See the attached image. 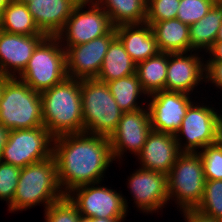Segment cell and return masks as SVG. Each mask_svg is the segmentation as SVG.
I'll list each match as a JSON object with an SVG mask.
<instances>
[{
    "mask_svg": "<svg viewBox=\"0 0 222 222\" xmlns=\"http://www.w3.org/2000/svg\"><path fill=\"white\" fill-rule=\"evenodd\" d=\"M52 156L65 195L79 186L107 181L109 168L116 164L109 137L85 132L55 137Z\"/></svg>",
    "mask_w": 222,
    "mask_h": 222,
    "instance_id": "cell-1",
    "label": "cell"
},
{
    "mask_svg": "<svg viewBox=\"0 0 222 222\" xmlns=\"http://www.w3.org/2000/svg\"><path fill=\"white\" fill-rule=\"evenodd\" d=\"M40 95L43 124L54 138L84 132L81 80L67 77Z\"/></svg>",
    "mask_w": 222,
    "mask_h": 222,
    "instance_id": "cell-2",
    "label": "cell"
},
{
    "mask_svg": "<svg viewBox=\"0 0 222 222\" xmlns=\"http://www.w3.org/2000/svg\"><path fill=\"white\" fill-rule=\"evenodd\" d=\"M66 195L62 191L54 157L21 168L15 196L7 211L17 214L39 206L45 210Z\"/></svg>",
    "mask_w": 222,
    "mask_h": 222,
    "instance_id": "cell-3",
    "label": "cell"
},
{
    "mask_svg": "<svg viewBox=\"0 0 222 222\" xmlns=\"http://www.w3.org/2000/svg\"><path fill=\"white\" fill-rule=\"evenodd\" d=\"M0 123L10 130L44 126L40 92L17 77H9L0 100Z\"/></svg>",
    "mask_w": 222,
    "mask_h": 222,
    "instance_id": "cell-4",
    "label": "cell"
},
{
    "mask_svg": "<svg viewBox=\"0 0 222 222\" xmlns=\"http://www.w3.org/2000/svg\"><path fill=\"white\" fill-rule=\"evenodd\" d=\"M84 132L110 137L116 130L123 112L106 82L81 80Z\"/></svg>",
    "mask_w": 222,
    "mask_h": 222,
    "instance_id": "cell-5",
    "label": "cell"
},
{
    "mask_svg": "<svg viewBox=\"0 0 222 222\" xmlns=\"http://www.w3.org/2000/svg\"><path fill=\"white\" fill-rule=\"evenodd\" d=\"M67 77L65 49L57 36H45L17 78L31 89L42 92L60 84Z\"/></svg>",
    "mask_w": 222,
    "mask_h": 222,
    "instance_id": "cell-6",
    "label": "cell"
},
{
    "mask_svg": "<svg viewBox=\"0 0 222 222\" xmlns=\"http://www.w3.org/2000/svg\"><path fill=\"white\" fill-rule=\"evenodd\" d=\"M205 182L199 154L182 152L167 174L169 203L178 212L196 209L202 200Z\"/></svg>",
    "mask_w": 222,
    "mask_h": 222,
    "instance_id": "cell-7",
    "label": "cell"
},
{
    "mask_svg": "<svg viewBox=\"0 0 222 222\" xmlns=\"http://www.w3.org/2000/svg\"><path fill=\"white\" fill-rule=\"evenodd\" d=\"M129 174L126 175L127 179L125 180L127 181L125 183L127 186L125 187L129 189L126 191L130 194V198L128 199L123 194L128 213L131 210L130 203L133 201L131 203L132 207H135V211L142 213V215H147L148 217L150 214L153 216L156 213L158 217L161 213L160 215L163 216V213H165L163 209L171 206L169 203L167 175L141 167L133 169V172Z\"/></svg>",
    "mask_w": 222,
    "mask_h": 222,
    "instance_id": "cell-8",
    "label": "cell"
},
{
    "mask_svg": "<svg viewBox=\"0 0 222 222\" xmlns=\"http://www.w3.org/2000/svg\"><path fill=\"white\" fill-rule=\"evenodd\" d=\"M205 95L206 98L198 97L188 107L181 126L174 135L181 152L197 153L214 143L215 121L219 109L216 104L213 105V101H208V98L213 99V94Z\"/></svg>",
    "mask_w": 222,
    "mask_h": 222,
    "instance_id": "cell-9",
    "label": "cell"
},
{
    "mask_svg": "<svg viewBox=\"0 0 222 222\" xmlns=\"http://www.w3.org/2000/svg\"><path fill=\"white\" fill-rule=\"evenodd\" d=\"M113 28L109 15L94 0H80L56 36L66 50L104 36Z\"/></svg>",
    "mask_w": 222,
    "mask_h": 222,
    "instance_id": "cell-10",
    "label": "cell"
},
{
    "mask_svg": "<svg viewBox=\"0 0 222 222\" xmlns=\"http://www.w3.org/2000/svg\"><path fill=\"white\" fill-rule=\"evenodd\" d=\"M66 196L84 217L127 218L131 214L125 207L122 190L117 191L105 181L79 186Z\"/></svg>",
    "mask_w": 222,
    "mask_h": 222,
    "instance_id": "cell-11",
    "label": "cell"
},
{
    "mask_svg": "<svg viewBox=\"0 0 222 222\" xmlns=\"http://www.w3.org/2000/svg\"><path fill=\"white\" fill-rule=\"evenodd\" d=\"M54 137L40 126L32 129L10 130L1 161L24 168L52 157Z\"/></svg>",
    "mask_w": 222,
    "mask_h": 222,
    "instance_id": "cell-12",
    "label": "cell"
},
{
    "mask_svg": "<svg viewBox=\"0 0 222 222\" xmlns=\"http://www.w3.org/2000/svg\"><path fill=\"white\" fill-rule=\"evenodd\" d=\"M151 129L147 106L136 111L123 112L116 130L109 137L112 156L118 162V167H122L127 156L133 154L132 157H136L141 152Z\"/></svg>",
    "mask_w": 222,
    "mask_h": 222,
    "instance_id": "cell-13",
    "label": "cell"
},
{
    "mask_svg": "<svg viewBox=\"0 0 222 222\" xmlns=\"http://www.w3.org/2000/svg\"><path fill=\"white\" fill-rule=\"evenodd\" d=\"M166 73L165 90L182 92L194 97H199L200 92H203L201 90H205L206 93V89L203 88L205 86L204 53L197 51L168 53Z\"/></svg>",
    "mask_w": 222,
    "mask_h": 222,
    "instance_id": "cell-14",
    "label": "cell"
},
{
    "mask_svg": "<svg viewBox=\"0 0 222 222\" xmlns=\"http://www.w3.org/2000/svg\"><path fill=\"white\" fill-rule=\"evenodd\" d=\"M197 98L186 93L167 90L149 95L147 107L151 128L175 135L181 126L188 107Z\"/></svg>",
    "mask_w": 222,
    "mask_h": 222,
    "instance_id": "cell-15",
    "label": "cell"
},
{
    "mask_svg": "<svg viewBox=\"0 0 222 222\" xmlns=\"http://www.w3.org/2000/svg\"><path fill=\"white\" fill-rule=\"evenodd\" d=\"M116 37L115 27L106 35L87 43L69 46L66 52V72L72 79L97 78L111 41Z\"/></svg>",
    "mask_w": 222,
    "mask_h": 222,
    "instance_id": "cell-16",
    "label": "cell"
},
{
    "mask_svg": "<svg viewBox=\"0 0 222 222\" xmlns=\"http://www.w3.org/2000/svg\"><path fill=\"white\" fill-rule=\"evenodd\" d=\"M46 35H20L0 30V74L18 77Z\"/></svg>",
    "mask_w": 222,
    "mask_h": 222,
    "instance_id": "cell-17",
    "label": "cell"
},
{
    "mask_svg": "<svg viewBox=\"0 0 222 222\" xmlns=\"http://www.w3.org/2000/svg\"><path fill=\"white\" fill-rule=\"evenodd\" d=\"M181 153L173 134L151 129L141 152L134 158L139 167L167 175Z\"/></svg>",
    "mask_w": 222,
    "mask_h": 222,
    "instance_id": "cell-18",
    "label": "cell"
},
{
    "mask_svg": "<svg viewBox=\"0 0 222 222\" xmlns=\"http://www.w3.org/2000/svg\"><path fill=\"white\" fill-rule=\"evenodd\" d=\"M79 2L80 0H33L27 7L38 28L46 36H56Z\"/></svg>",
    "mask_w": 222,
    "mask_h": 222,
    "instance_id": "cell-19",
    "label": "cell"
},
{
    "mask_svg": "<svg viewBox=\"0 0 222 222\" xmlns=\"http://www.w3.org/2000/svg\"><path fill=\"white\" fill-rule=\"evenodd\" d=\"M115 32L136 64L160 52L150 24L120 25L115 27Z\"/></svg>",
    "mask_w": 222,
    "mask_h": 222,
    "instance_id": "cell-20",
    "label": "cell"
},
{
    "mask_svg": "<svg viewBox=\"0 0 222 222\" xmlns=\"http://www.w3.org/2000/svg\"><path fill=\"white\" fill-rule=\"evenodd\" d=\"M150 26L160 52H191L189 25L175 18L154 22Z\"/></svg>",
    "mask_w": 222,
    "mask_h": 222,
    "instance_id": "cell-21",
    "label": "cell"
},
{
    "mask_svg": "<svg viewBox=\"0 0 222 222\" xmlns=\"http://www.w3.org/2000/svg\"><path fill=\"white\" fill-rule=\"evenodd\" d=\"M135 72L136 63L125 51L124 45L116 36L109 45L96 79L107 83L115 79L133 75Z\"/></svg>",
    "mask_w": 222,
    "mask_h": 222,
    "instance_id": "cell-22",
    "label": "cell"
},
{
    "mask_svg": "<svg viewBox=\"0 0 222 222\" xmlns=\"http://www.w3.org/2000/svg\"><path fill=\"white\" fill-rule=\"evenodd\" d=\"M112 96L122 112H132L147 106L148 95L136 74L107 82Z\"/></svg>",
    "mask_w": 222,
    "mask_h": 222,
    "instance_id": "cell-23",
    "label": "cell"
},
{
    "mask_svg": "<svg viewBox=\"0 0 222 222\" xmlns=\"http://www.w3.org/2000/svg\"><path fill=\"white\" fill-rule=\"evenodd\" d=\"M222 24V7L216 3L199 21L189 26L191 51L204 52L216 41Z\"/></svg>",
    "mask_w": 222,
    "mask_h": 222,
    "instance_id": "cell-24",
    "label": "cell"
},
{
    "mask_svg": "<svg viewBox=\"0 0 222 222\" xmlns=\"http://www.w3.org/2000/svg\"><path fill=\"white\" fill-rule=\"evenodd\" d=\"M109 15L114 27L146 23L147 0H94Z\"/></svg>",
    "mask_w": 222,
    "mask_h": 222,
    "instance_id": "cell-25",
    "label": "cell"
},
{
    "mask_svg": "<svg viewBox=\"0 0 222 222\" xmlns=\"http://www.w3.org/2000/svg\"><path fill=\"white\" fill-rule=\"evenodd\" d=\"M168 67V53L157 55L136 64V72L143 91L149 96L165 90Z\"/></svg>",
    "mask_w": 222,
    "mask_h": 222,
    "instance_id": "cell-26",
    "label": "cell"
},
{
    "mask_svg": "<svg viewBox=\"0 0 222 222\" xmlns=\"http://www.w3.org/2000/svg\"><path fill=\"white\" fill-rule=\"evenodd\" d=\"M1 30L20 35H45L36 25L27 4L10 0L1 13Z\"/></svg>",
    "mask_w": 222,
    "mask_h": 222,
    "instance_id": "cell-27",
    "label": "cell"
},
{
    "mask_svg": "<svg viewBox=\"0 0 222 222\" xmlns=\"http://www.w3.org/2000/svg\"><path fill=\"white\" fill-rule=\"evenodd\" d=\"M196 210L222 220V180H206L203 197Z\"/></svg>",
    "mask_w": 222,
    "mask_h": 222,
    "instance_id": "cell-28",
    "label": "cell"
},
{
    "mask_svg": "<svg viewBox=\"0 0 222 222\" xmlns=\"http://www.w3.org/2000/svg\"><path fill=\"white\" fill-rule=\"evenodd\" d=\"M216 3V0H180L176 18L190 26L204 17Z\"/></svg>",
    "mask_w": 222,
    "mask_h": 222,
    "instance_id": "cell-29",
    "label": "cell"
},
{
    "mask_svg": "<svg viewBox=\"0 0 222 222\" xmlns=\"http://www.w3.org/2000/svg\"><path fill=\"white\" fill-rule=\"evenodd\" d=\"M43 212L44 222H78L80 216L77 207L67 196L49 205Z\"/></svg>",
    "mask_w": 222,
    "mask_h": 222,
    "instance_id": "cell-30",
    "label": "cell"
},
{
    "mask_svg": "<svg viewBox=\"0 0 222 222\" xmlns=\"http://www.w3.org/2000/svg\"><path fill=\"white\" fill-rule=\"evenodd\" d=\"M180 0H147L146 23L166 21L177 17Z\"/></svg>",
    "mask_w": 222,
    "mask_h": 222,
    "instance_id": "cell-31",
    "label": "cell"
},
{
    "mask_svg": "<svg viewBox=\"0 0 222 222\" xmlns=\"http://www.w3.org/2000/svg\"><path fill=\"white\" fill-rule=\"evenodd\" d=\"M203 163L206 180H222V148L214 144L197 152Z\"/></svg>",
    "mask_w": 222,
    "mask_h": 222,
    "instance_id": "cell-32",
    "label": "cell"
},
{
    "mask_svg": "<svg viewBox=\"0 0 222 222\" xmlns=\"http://www.w3.org/2000/svg\"><path fill=\"white\" fill-rule=\"evenodd\" d=\"M21 168L0 161V201L8 206L14 196Z\"/></svg>",
    "mask_w": 222,
    "mask_h": 222,
    "instance_id": "cell-33",
    "label": "cell"
},
{
    "mask_svg": "<svg viewBox=\"0 0 222 222\" xmlns=\"http://www.w3.org/2000/svg\"><path fill=\"white\" fill-rule=\"evenodd\" d=\"M206 85H208L207 93L210 90H217V92L215 93L220 94L222 98V92H221L222 91V61H205V87L204 88H206Z\"/></svg>",
    "mask_w": 222,
    "mask_h": 222,
    "instance_id": "cell-34",
    "label": "cell"
},
{
    "mask_svg": "<svg viewBox=\"0 0 222 222\" xmlns=\"http://www.w3.org/2000/svg\"><path fill=\"white\" fill-rule=\"evenodd\" d=\"M182 216L181 222H222V220H217L207 215H204L197 211L196 209H189L179 212Z\"/></svg>",
    "mask_w": 222,
    "mask_h": 222,
    "instance_id": "cell-35",
    "label": "cell"
},
{
    "mask_svg": "<svg viewBox=\"0 0 222 222\" xmlns=\"http://www.w3.org/2000/svg\"><path fill=\"white\" fill-rule=\"evenodd\" d=\"M205 61H222V41L214 42L211 48L205 53Z\"/></svg>",
    "mask_w": 222,
    "mask_h": 222,
    "instance_id": "cell-36",
    "label": "cell"
},
{
    "mask_svg": "<svg viewBox=\"0 0 222 222\" xmlns=\"http://www.w3.org/2000/svg\"><path fill=\"white\" fill-rule=\"evenodd\" d=\"M219 104V110L217 112V117L215 121V132H214V145L219 146L222 148V107H220L221 103Z\"/></svg>",
    "mask_w": 222,
    "mask_h": 222,
    "instance_id": "cell-37",
    "label": "cell"
},
{
    "mask_svg": "<svg viewBox=\"0 0 222 222\" xmlns=\"http://www.w3.org/2000/svg\"><path fill=\"white\" fill-rule=\"evenodd\" d=\"M126 218H88L79 216L78 222H125Z\"/></svg>",
    "mask_w": 222,
    "mask_h": 222,
    "instance_id": "cell-38",
    "label": "cell"
},
{
    "mask_svg": "<svg viewBox=\"0 0 222 222\" xmlns=\"http://www.w3.org/2000/svg\"><path fill=\"white\" fill-rule=\"evenodd\" d=\"M10 129L6 128L0 123V161L2 157L3 148L5 147L9 138Z\"/></svg>",
    "mask_w": 222,
    "mask_h": 222,
    "instance_id": "cell-39",
    "label": "cell"
},
{
    "mask_svg": "<svg viewBox=\"0 0 222 222\" xmlns=\"http://www.w3.org/2000/svg\"><path fill=\"white\" fill-rule=\"evenodd\" d=\"M9 77L0 74V100L4 89V84Z\"/></svg>",
    "mask_w": 222,
    "mask_h": 222,
    "instance_id": "cell-40",
    "label": "cell"
},
{
    "mask_svg": "<svg viewBox=\"0 0 222 222\" xmlns=\"http://www.w3.org/2000/svg\"><path fill=\"white\" fill-rule=\"evenodd\" d=\"M10 0H0V13L3 12L4 8L8 5Z\"/></svg>",
    "mask_w": 222,
    "mask_h": 222,
    "instance_id": "cell-41",
    "label": "cell"
},
{
    "mask_svg": "<svg viewBox=\"0 0 222 222\" xmlns=\"http://www.w3.org/2000/svg\"><path fill=\"white\" fill-rule=\"evenodd\" d=\"M216 41H222V24L219 28V31H218V34H217V37H216Z\"/></svg>",
    "mask_w": 222,
    "mask_h": 222,
    "instance_id": "cell-42",
    "label": "cell"
},
{
    "mask_svg": "<svg viewBox=\"0 0 222 222\" xmlns=\"http://www.w3.org/2000/svg\"><path fill=\"white\" fill-rule=\"evenodd\" d=\"M17 1L28 4L29 2H32L33 0H17Z\"/></svg>",
    "mask_w": 222,
    "mask_h": 222,
    "instance_id": "cell-43",
    "label": "cell"
},
{
    "mask_svg": "<svg viewBox=\"0 0 222 222\" xmlns=\"http://www.w3.org/2000/svg\"><path fill=\"white\" fill-rule=\"evenodd\" d=\"M217 3L222 7V0H218Z\"/></svg>",
    "mask_w": 222,
    "mask_h": 222,
    "instance_id": "cell-44",
    "label": "cell"
},
{
    "mask_svg": "<svg viewBox=\"0 0 222 222\" xmlns=\"http://www.w3.org/2000/svg\"><path fill=\"white\" fill-rule=\"evenodd\" d=\"M0 30H1V13H0Z\"/></svg>",
    "mask_w": 222,
    "mask_h": 222,
    "instance_id": "cell-45",
    "label": "cell"
}]
</instances>
